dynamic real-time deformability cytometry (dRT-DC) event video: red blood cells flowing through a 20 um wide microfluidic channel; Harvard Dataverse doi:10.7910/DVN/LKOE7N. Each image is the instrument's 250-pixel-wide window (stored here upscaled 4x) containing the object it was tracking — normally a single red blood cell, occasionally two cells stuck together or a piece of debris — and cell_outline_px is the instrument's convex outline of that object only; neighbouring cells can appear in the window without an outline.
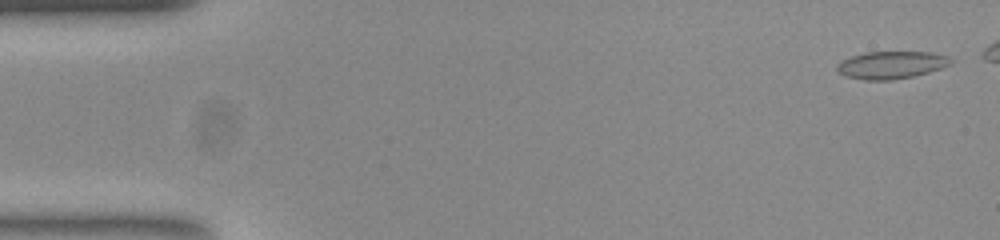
{"species": "common noctule bat (a hibernating species)", "species_latin": "Nyctalus noctula", "temperature_condition": "room temperature", "stored_images_in_passage": 47, "camera_frame_rate_fps": 3000, "um_per_image_px": 0.085, "animal": {"sex": "female", "body_mass_g": 23.0, "forearm_length_mm": 53.4}, "frame": {"image": 1, "passage_image": 2, "time_ms": 0.333, "image_size_px": [1000, 240], "cell_outline_px": [[956, 60], [952, 64], [928, 72], [912, 76], [892, 80], [864, 80], [844, 76], [836, 72], [836, 64], [840, 60], [864, 52], [932, 52], [948, 56]], "centroid_in_image_um": [75.74, 5.52], "position_along_channel_um": 9.3, "area_um2": 18.5}}
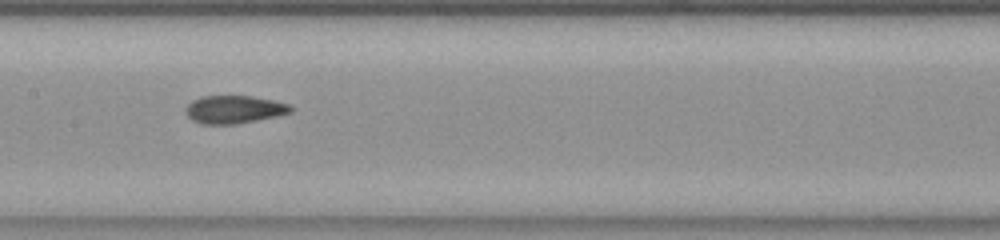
{"frame": {"image": 2, "passage_image": 26, "time_ms": 8.333, "image_size_px": [1000, 240], "cell_outline_px": [[292, 112], [276, 116], [256, 120], [232, 124], [204, 124], [192, 120], [188, 116], [184, 108], [192, 100], [200, 96], [252, 96], [272, 100], [288, 104], [292, 108]], "centroid_in_image_um": [19.86, 9.29], "position_along_channel_um": 187.5, "area_um2": 16.94}}
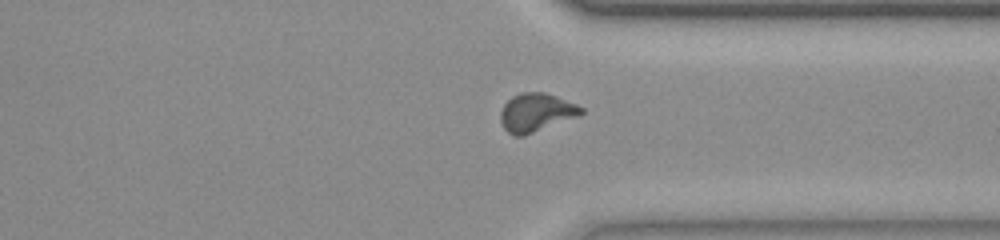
{"frame": {"image": 3, "passage_image": 40, "time_ms": 13.0, "image_size_px": [1000, 240], "cell_outline_px": [[584, 112], [576, 116], [524, 136], [516, 136], [508, 132], [504, 128], [500, 120], [500, 112], [504, 104], [512, 96], [520, 92], [544, 92], [556, 96], [576, 104], [584, 108]], "centroid_in_image_um": [45.54, 9.55], "position_along_channel_um": 365.9, "area_um2": 17.86}, "authors_computed_cell_mechanics": {"area_um2": 17.34, "velocity_mm_per_s": 3.842, "shape_relaxation_time_tau1_ms": null, "shape_relaxation_time_tau2_ms": 1.9797, "deformation_change_tau1": null, "deformation_change_tau2": 0.0826}}